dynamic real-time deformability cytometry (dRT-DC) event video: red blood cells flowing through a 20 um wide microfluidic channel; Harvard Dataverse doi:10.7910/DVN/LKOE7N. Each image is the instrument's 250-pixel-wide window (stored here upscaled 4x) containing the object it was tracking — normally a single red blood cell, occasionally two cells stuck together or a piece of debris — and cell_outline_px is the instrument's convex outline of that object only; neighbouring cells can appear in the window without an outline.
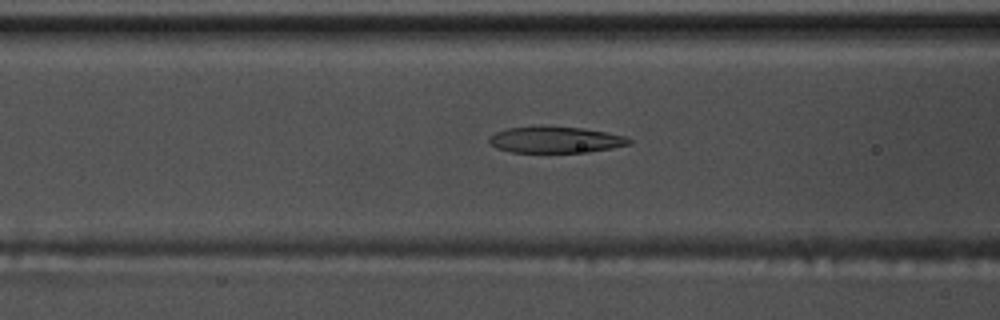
{"species": "common noctule bat (a hibernating species)", "species_latin": "Nyctalus noctula", "temperature_condition": "warm", "stored_images_in_passage": 45, "camera_frame_rate_fps": 3000, "um_per_image_px": 0.085, "animal": {"sex": "male", "body_mass_g": 17.5, "forearm_length_mm": 52.3}, "frame": {"image": 1, "passage_image": 22, "time_ms": 7.0, "image_size_px": [1000, 320], "cell_outline_px": [[632, 144], [612, 148], [588, 152], [512, 152], [496, 148], [488, 140], [488, 136], [496, 132], [508, 128], [584, 128], [624, 136], [632, 140]], "centroid_in_image_um": [47.24, 11.91], "position_along_channel_um": 119.4, "area_um2": 20.81}}
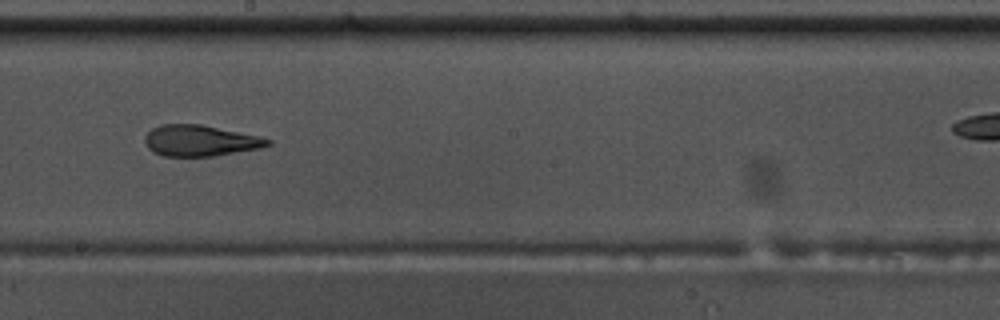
{"frame": {"image": 2, "passage_image": 31, "time_ms": 10.0, "image_size_px": [1000, 320], "cell_outline_px": [[272, 144], [260, 148], [212, 156], [164, 156], [152, 152], [148, 148], [144, 140], [144, 136], [152, 128], [160, 124], [200, 124], [260, 136], [272, 140]], "centroid_in_image_um": [16.99, 11.95], "position_along_channel_um": 231.2, "area_um2": 22.25}}
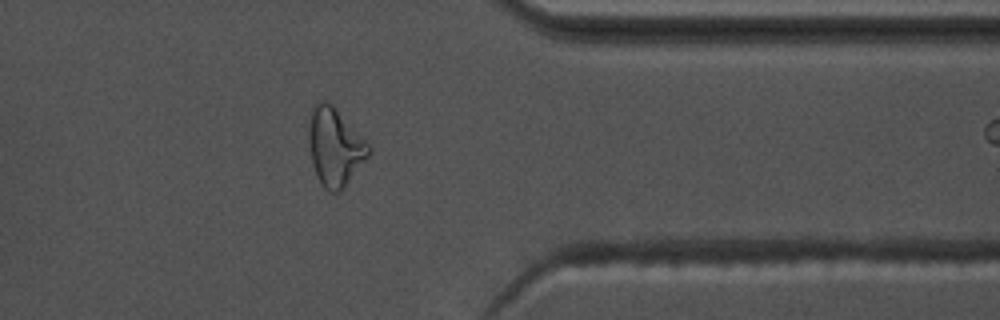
{"frame": {"image": 3, "passage_image": 44, "time_ms": 14.333, "image_size_px": [1000, 320], "cell_outline_px": [[372, 152], [344, 188], [340, 192], [328, 192], [320, 184], [316, 176], [312, 164], [308, 140], [308, 128], [312, 108], [316, 100], [324, 100], [332, 104], [336, 108], [372, 148]], "centroid_in_image_um": [28.45, 12.5], "position_along_channel_um": 383.0, "area_um2": 27.46}}